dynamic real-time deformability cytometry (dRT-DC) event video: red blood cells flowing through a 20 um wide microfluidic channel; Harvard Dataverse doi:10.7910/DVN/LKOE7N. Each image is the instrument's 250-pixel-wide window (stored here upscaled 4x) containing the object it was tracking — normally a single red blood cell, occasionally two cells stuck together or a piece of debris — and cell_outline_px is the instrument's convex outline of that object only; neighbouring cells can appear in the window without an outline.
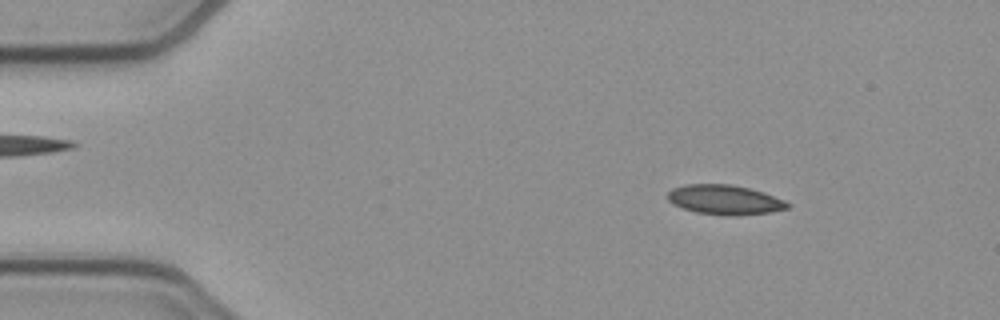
{"species": "common noctule bat (a hibernating species)", "species_latin": "Nyctalus noctula", "temperature_condition": "cold", "stored_images_in_passage": 52, "camera_frame_rate_fps": 3000, "um_per_image_px": 0.085, "animal": {"sex": "female", "body_mass_g": 21.9}, "frame": {"image": 1, "passage_image": 7, "time_ms": 2.0, "image_size_px": [1000, 320], "cell_outline_px": [[792, 204], [788, 208], [772, 212], [736, 216], [724, 216], [696, 212], [672, 204], [668, 200], [668, 192], [672, 188], [684, 184], [732, 184], [764, 192], [784, 200]], "centroid_in_image_um": [61.61, 16.98], "position_along_channel_um": 23.4, "area_um2": 20.92}}
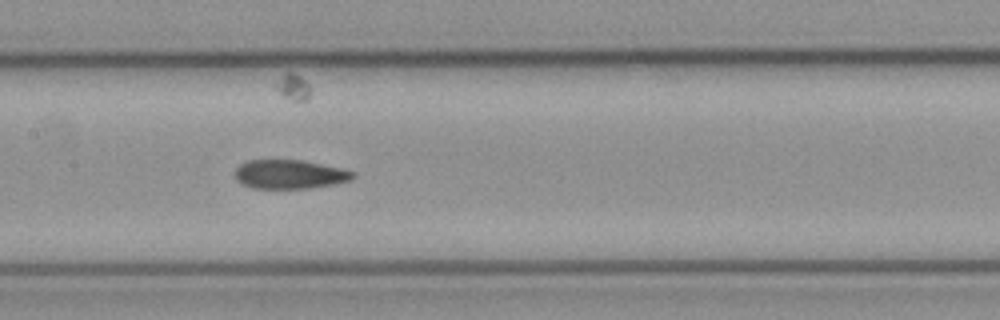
{"frame": {"image": 2, "passage_image": 25, "time_ms": 8.0, "image_size_px": [1000, 320], "cell_outline_px": [[356, 176], [352, 180], [312, 188], [252, 188], [236, 180], [236, 168], [240, 164], [248, 160], [300, 160], [344, 168], [356, 172]], "centroid_in_image_um": [24.67, 14.81], "position_along_channel_um": 182.7, "area_um2": 19.94}}
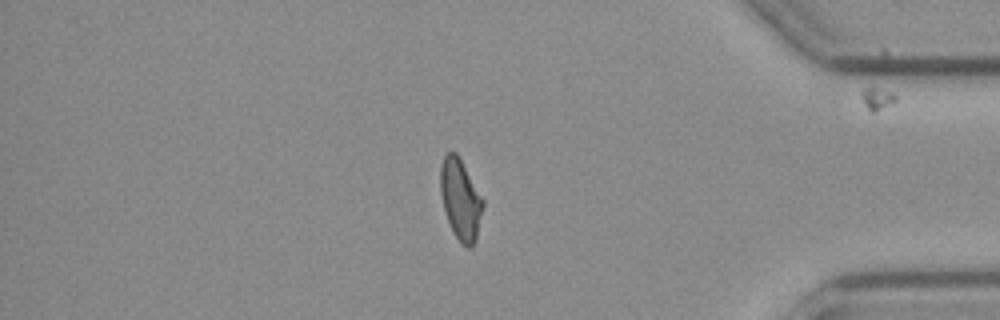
{"frame": {"image": 3, "passage_image": 44, "time_ms": 14.333, "image_size_px": [1000, 320], "cell_outline_px": [[484, 204], [476, 240], [468, 248], [460, 244], [452, 232], [444, 212], [440, 192], [440, 168], [444, 156], [448, 152], [456, 152], [484, 200]], "centroid_in_image_um": [39.13, 16.98], "position_along_channel_um": 396.1, "area_um2": 20.06}, "authors_computed_cell_mechanics": {"area_um2": 20.5479, "velocity_mm_per_s": 3.8789, "shape_relaxation_time_tau1_ms": null, "shape_relaxation_time_tau2_ms": 6.2188, "deformation_change_tau1": null, "deformation_change_tau2": 0.0952}}